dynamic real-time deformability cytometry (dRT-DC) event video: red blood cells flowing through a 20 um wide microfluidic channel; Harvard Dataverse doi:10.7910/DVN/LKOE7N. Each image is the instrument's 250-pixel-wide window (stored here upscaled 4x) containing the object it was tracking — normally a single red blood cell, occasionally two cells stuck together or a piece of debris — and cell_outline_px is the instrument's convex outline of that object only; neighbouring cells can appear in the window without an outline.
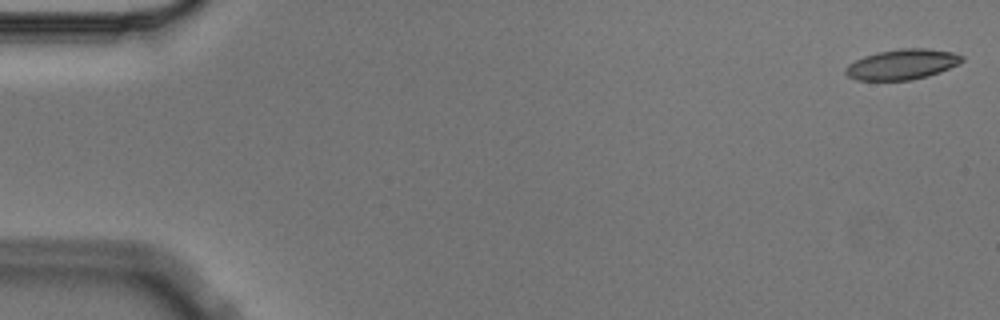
{"species": "Egyptian fruit bat (a non-hibernating species)", "species_latin": "Rousettus aegyptiacus", "temperature_condition": "cold", "stored_images_in_passage": 5, "camera_frame_rate_fps": 3000, "um_per_image_px": 0.085, "animal": {"sex": "male"}, "frame": {"image": 1, "passage_image": 1, "time_ms": 0.0, "image_size_px": [1000, 320], "cell_outline_px": [[964, 60], [960, 64], [940, 72], [928, 76], [908, 80], [856, 80], [848, 76], [844, 72], [844, 68], [848, 64], [864, 56], [876, 52], [900, 48], [928, 48], [952, 52], [964, 56]], "centroid_in_image_um": [76.69, 5.46], "position_along_channel_um": 8.3, "area_um2": 20.75}}
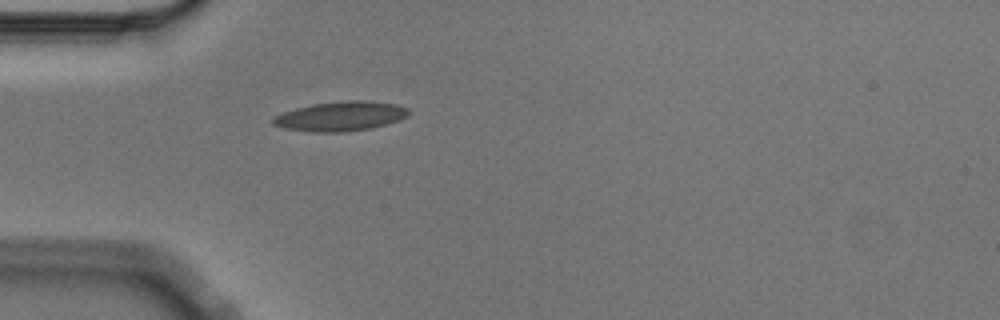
{"frame": {"image": 2, "passage_image": 5, "time_ms": 1.333, "image_size_px": [1000, 320], "cell_outline_px": [[408, 116], [400, 120], [372, 128], [344, 132], [312, 132], [284, 128], [272, 124], [272, 116], [296, 108], [312, 104], [344, 100], [368, 100], [396, 104], [408, 108]], "centroid_in_image_um": [28.95, 9.87], "position_along_channel_um": 56.1, "area_um2": 23.52}}